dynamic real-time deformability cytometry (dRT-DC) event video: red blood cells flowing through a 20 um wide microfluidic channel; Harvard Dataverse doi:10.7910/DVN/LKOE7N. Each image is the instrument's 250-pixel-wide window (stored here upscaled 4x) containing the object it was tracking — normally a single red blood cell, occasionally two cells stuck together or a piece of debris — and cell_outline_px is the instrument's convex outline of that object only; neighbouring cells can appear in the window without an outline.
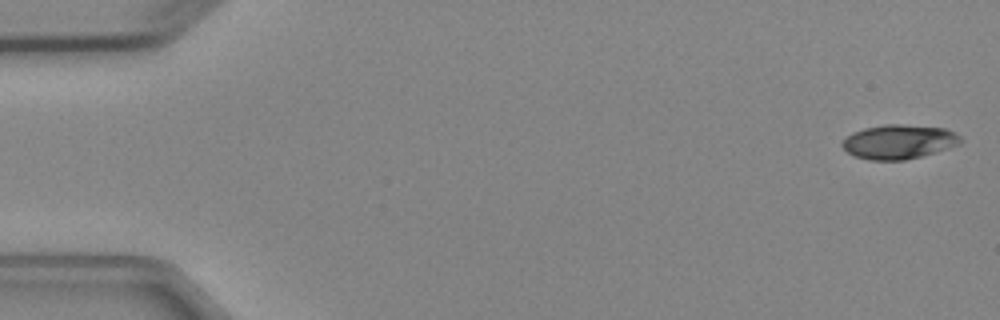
{"species": "Egyptian fruit bat (a non-hibernating species)", "species_latin": "Rousettus aegyptiacus", "temperature_condition": "cold", "stored_images_in_passage": 8, "camera_frame_rate_fps": 3000, "um_per_image_px": 0.085, "animal": {"sex": "female"}, "frame": {"image": 1, "passage_image": 1, "time_ms": 0.0, "image_size_px": [1000, 320], "cell_outline_px": [[964, 140], [960, 144], [948, 148], [920, 156], [904, 160], [868, 160], [856, 156], [848, 152], [840, 144], [852, 132], [864, 128], [884, 124], [900, 124], [944, 128], [960, 136]], "centroid_in_image_um": [76.4, 12.04], "position_along_channel_um": 8.6, "area_um2": 23.47}}
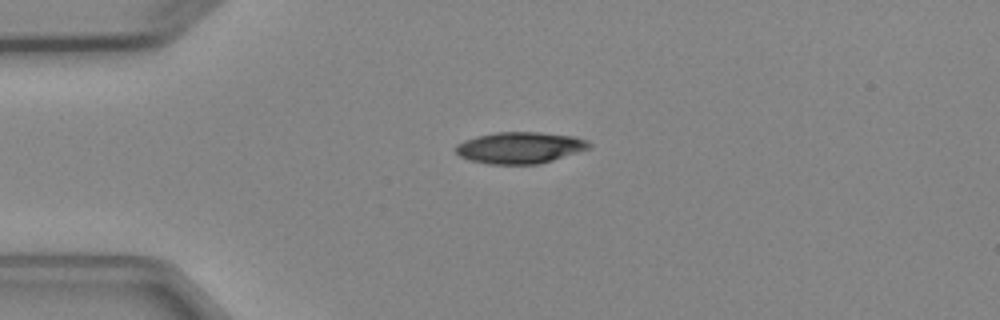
{"frame": {"image": 2, "passage_image": 4, "time_ms": 3.667, "image_size_px": [1000, 320], "cell_outline_px": [[592, 148], [552, 160], [536, 164], [488, 164], [468, 160], [460, 156], [456, 152], [456, 144], [464, 140], [476, 136], [496, 132], [540, 132], [572, 136], [588, 140], [592, 144]], "centroid_in_image_um": [44.2, 12.55], "position_along_channel_um": 40.8, "area_um2": 24.57}}